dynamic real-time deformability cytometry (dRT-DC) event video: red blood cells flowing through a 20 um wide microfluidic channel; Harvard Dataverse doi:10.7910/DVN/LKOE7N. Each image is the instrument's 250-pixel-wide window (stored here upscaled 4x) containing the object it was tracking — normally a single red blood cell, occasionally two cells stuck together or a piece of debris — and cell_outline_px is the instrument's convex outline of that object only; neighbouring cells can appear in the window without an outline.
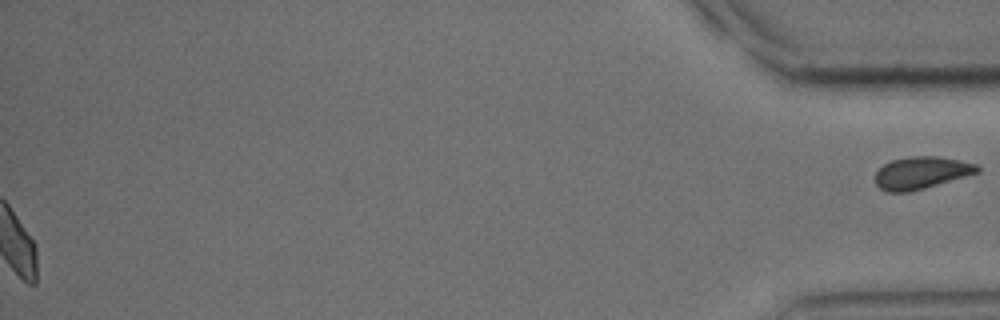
{"species": "common noctule bat (a hibernating species)", "species_latin": "Nyctalus noctula", "temperature_condition": "cold", "stored_images_in_passage": 52, "segment_of_instrument_passage": [2, 2], "camera_frame_rate_fps": 3000, "um_per_image_px": 0.085, "animal": {"sex": "male", "body_mass_g": 15.6}, "frame": {"image": 1, "passage_image": 52, "time_ms": 17.0, "image_size_px": [1000, 320], "cell_outline_px": [[980, 172], [924, 188], [908, 192], [888, 192], [880, 188], [876, 184], [876, 172], [884, 164], [892, 160], [908, 156], [936, 156], [960, 160], [976, 164], [980, 168]], "centroid_in_image_um": [78.31, 14.68], "position_along_channel_um": 356.9, "area_um2": 19.07}}